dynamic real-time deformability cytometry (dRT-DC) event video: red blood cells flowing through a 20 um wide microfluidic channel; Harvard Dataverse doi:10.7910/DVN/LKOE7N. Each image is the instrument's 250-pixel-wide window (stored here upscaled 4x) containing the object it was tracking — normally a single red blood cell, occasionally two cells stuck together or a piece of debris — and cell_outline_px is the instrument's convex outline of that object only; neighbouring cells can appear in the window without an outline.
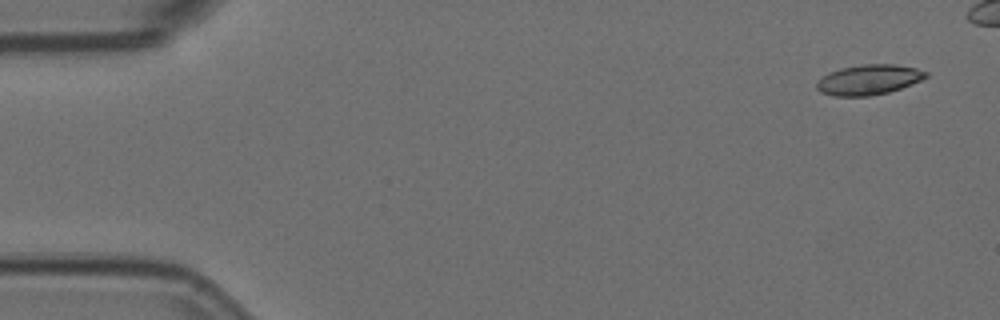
{"species": "Egyptian fruit bat (a non-hibernating species)", "species_latin": "Rousettus aegyptiacus", "temperature_condition": "room temperature", "stored_images_in_passage": 6, "camera_frame_rate_fps": 3000, "um_per_image_px": 0.085, "animal": {"sex": "female"}, "frame": {"image": 1, "passage_image": 1, "time_ms": 0.0, "image_size_px": [1000, 320], "cell_outline_px": [[928, 76], [920, 80], [900, 88], [888, 92], [868, 96], [832, 96], [820, 92], [816, 88], [816, 84], [828, 72], [840, 68], [864, 64], [896, 64], [916, 68], [928, 72]], "centroid_in_image_um": [73.83, 6.77], "position_along_channel_um": 11.2, "area_um2": 19.07}}